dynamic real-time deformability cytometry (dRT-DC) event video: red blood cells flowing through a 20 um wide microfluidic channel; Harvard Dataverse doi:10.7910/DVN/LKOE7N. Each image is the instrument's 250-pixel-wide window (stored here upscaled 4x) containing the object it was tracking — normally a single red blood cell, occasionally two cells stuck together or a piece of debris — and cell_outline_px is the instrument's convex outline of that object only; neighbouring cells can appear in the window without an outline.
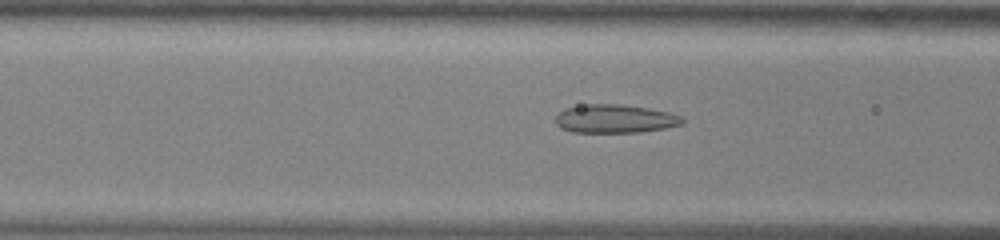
{"species": "common noctule bat (a hibernating species)", "species_latin": "Nyctalus noctula", "temperature_condition": "warm", "stored_images_in_passage": 44, "camera_frame_rate_fps": 3000, "um_per_image_px": 0.085, "animal": {"sex": "male", "body_mass_g": 13.0, "forearm_length_mm": 53.1}, "frame": {"image": 1, "passage_image": 19, "time_ms": 6.0, "image_size_px": [1000, 240], "cell_outline_px": [[684, 124], [664, 128], [640, 132], [572, 132], [560, 128], [556, 124], [556, 116], [564, 108], [588, 104], [616, 104], [648, 108], [668, 112], [680, 116], [684, 120]], "centroid_in_image_um": [52.26, 10.1], "position_along_channel_um": 114.3, "area_um2": 20.92}}
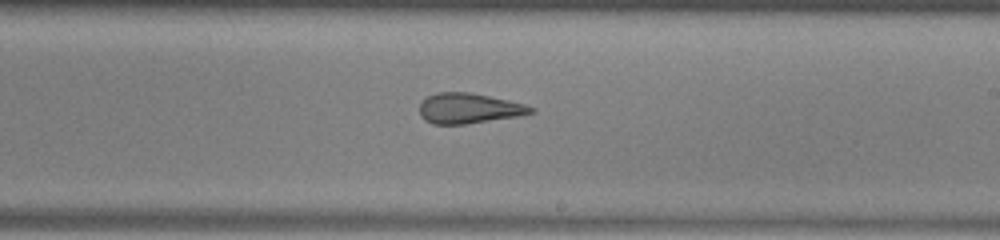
{"frame": {"image": 2, "passage_image": 29, "time_ms": 9.333, "image_size_px": [1000, 240], "cell_outline_px": [[536, 112], [520, 116], [464, 124], [432, 124], [424, 120], [420, 116], [420, 100], [436, 92], [472, 92], [524, 104], [536, 108]], "centroid_in_image_um": [39.84, 9.21], "position_along_channel_um": 249.2, "area_um2": 19.83}}
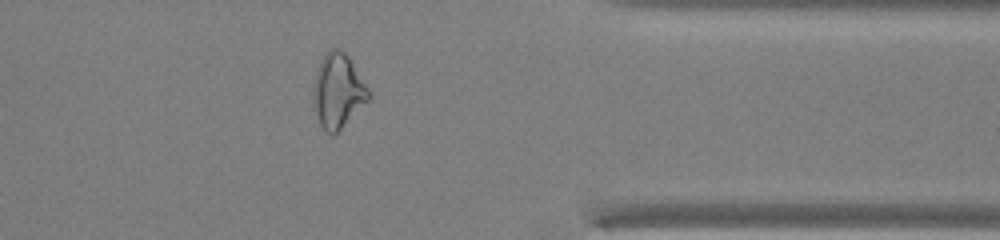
{"frame": {"image": 3, "passage_image": 40, "time_ms": 13.0, "image_size_px": [1000, 240], "cell_outline_px": [[372, 96], [332, 136], [324, 132], [320, 124], [316, 112], [312, 92], [316, 72], [320, 60], [324, 52], [332, 48], [340, 48], [348, 56], [372, 92]], "centroid_in_image_um": [28.72, 7.69], "position_along_channel_um": 382.7, "area_um2": 23.93}, "authors_computed_cell_mechanics": {"area_um2": 22.3686, "velocity_mm_per_s": 4.0475, "shape_relaxation_time_tau1_ms": null, "shape_relaxation_time_tau2_ms": 1.818, "deformation_change_tau1": null, "deformation_change_tau2": 0.0954}}